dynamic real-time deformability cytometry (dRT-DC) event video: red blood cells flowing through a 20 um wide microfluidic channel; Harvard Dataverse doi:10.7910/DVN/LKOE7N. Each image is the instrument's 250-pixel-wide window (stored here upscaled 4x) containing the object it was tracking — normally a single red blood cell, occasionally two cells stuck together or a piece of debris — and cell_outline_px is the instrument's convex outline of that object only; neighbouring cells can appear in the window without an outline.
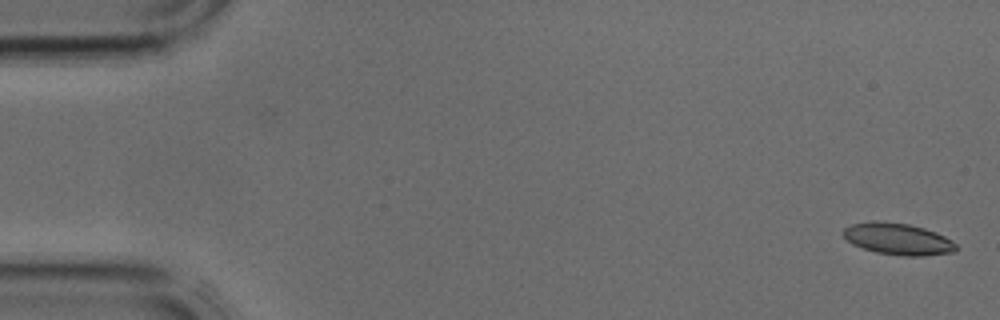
{"species": "common noctule bat (a hibernating species)", "species_latin": "Nyctalus noctula", "temperature_condition": "cold", "stored_images_in_passage": 3, "camera_frame_rate_fps": 3000, "um_per_image_px": 0.085, "animal": {"sex": "male", "body_mass_g": 17.9, "forearm_length_mm": 54.2}, "frame": {"image": 1, "passage_image": 1, "time_ms": 0.0, "image_size_px": [1000, 320], "cell_outline_px": [[956, 252], [924, 256], [904, 256], [876, 252], [852, 244], [840, 232], [844, 228], [852, 224], [872, 220], [876, 220], [908, 224], [924, 228], [936, 232], [952, 240], [956, 244]], "centroid_in_image_um": [76.32, 20.31], "position_along_channel_um": 8.7, "area_um2": 20.92}}
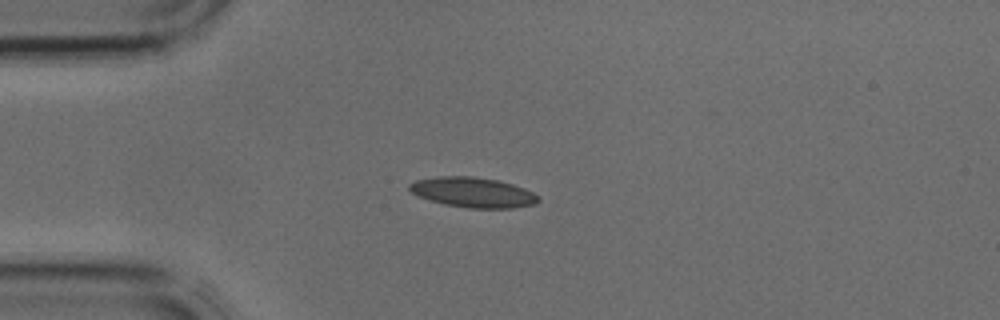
{"frame": {"image": 2, "passage_image": 3, "time_ms": 0.667, "image_size_px": [1000, 320], "cell_outline_px": [[540, 200], [536, 204], [512, 208], [468, 208], [444, 204], [428, 200], [416, 196], [408, 188], [408, 184], [416, 180], [440, 176], [472, 176], [496, 180], [512, 184], [524, 188], [540, 196]], "centroid_in_image_um": [40.19, 16.36], "position_along_channel_um": 44.8, "area_um2": 22.72}}